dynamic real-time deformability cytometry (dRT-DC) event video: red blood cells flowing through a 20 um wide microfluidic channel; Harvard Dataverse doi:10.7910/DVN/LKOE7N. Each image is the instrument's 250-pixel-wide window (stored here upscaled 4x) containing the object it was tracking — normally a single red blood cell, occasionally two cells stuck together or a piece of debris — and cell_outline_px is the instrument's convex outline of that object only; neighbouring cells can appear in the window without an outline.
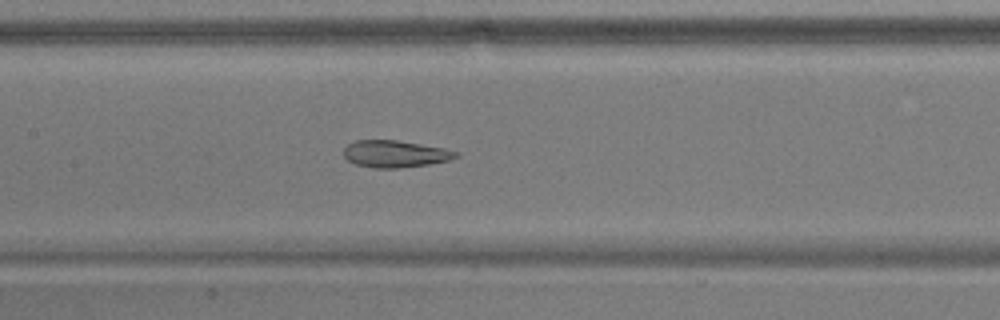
{"species": "common noctule bat (a hibernating species)", "species_latin": "Nyctalus noctula", "temperature_condition": "warm", "stored_images_in_passage": 50, "camera_frame_rate_fps": 3000, "um_per_image_px": 0.085, "animal": {"sex": "male", "body_mass_g": 17.9}, "frame": {"image": 1, "passage_image": 22, "time_ms": 7.0, "image_size_px": [1000, 320], "cell_outline_px": [[460, 156], [448, 160], [428, 164], [396, 168], [372, 168], [356, 164], [348, 160], [344, 156], [344, 148], [348, 144], [356, 140], [396, 140], [444, 148], [460, 152]], "centroid_in_image_um": [33.59, 13.08], "position_along_channel_um": 173.8, "area_um2": 17.57}}
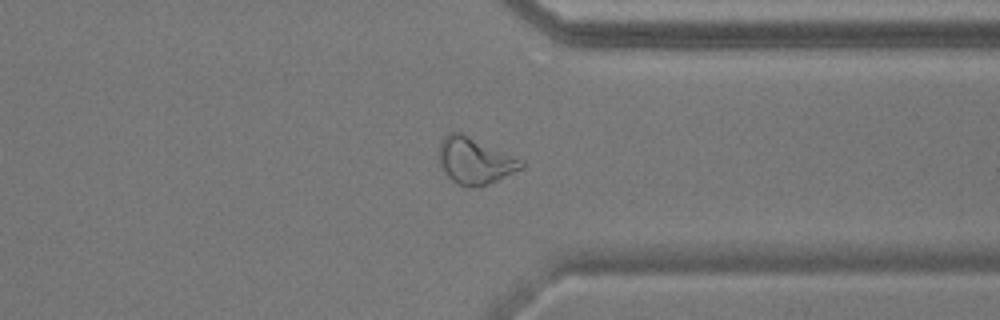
{"frame": {"image": 2, "passage_image": 38, "time_ms": 12.333, "image_size_px": [1000, 320], "cell_outline_px": [[524, 164], [520, 168], [480, 188], [468, 188], [452, 180], [444, 172], [440, 164], [440, 140], [448, 132], [460, 132], [524, 160]], "centroid_in_image_um": [40.34, 13.67], "position_along_channel_um": 371.1, "area_um2": 22.02}}
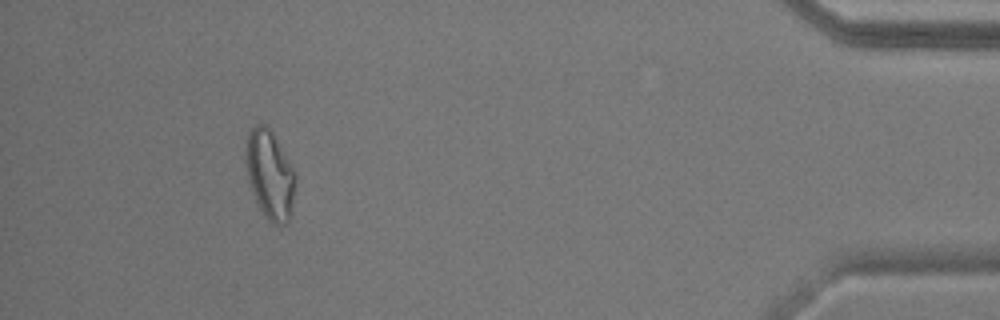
{"frame": {"image": 3, "passage_image": 46, "time_ms": 15.0, "image_size_px": [1000, 320], "cell_outline_px": [[296, 184], [288, 220], [284, 224], [272, 224], [264, 216], [252, 192], [248, 176], [248, 132], [256, 124], [264, 124], [272, 132], [292, 164], [296, 172]], "centroid_in_image_um": [22.99, 14.86], "position_along_channel_um": 412.2, "area_um2": 25.03}, "authors_computed_cell_mechanics": {"area_um2": 22.6576, "velocity_mm_per_s": 3.7358, "shape_relaxation_time_tau1_ms": null, "shape_relaxation_time_tau2_ms": 2.88, "deformation_change_tau1": null, "deformation_change_tau2": 0.0895}}